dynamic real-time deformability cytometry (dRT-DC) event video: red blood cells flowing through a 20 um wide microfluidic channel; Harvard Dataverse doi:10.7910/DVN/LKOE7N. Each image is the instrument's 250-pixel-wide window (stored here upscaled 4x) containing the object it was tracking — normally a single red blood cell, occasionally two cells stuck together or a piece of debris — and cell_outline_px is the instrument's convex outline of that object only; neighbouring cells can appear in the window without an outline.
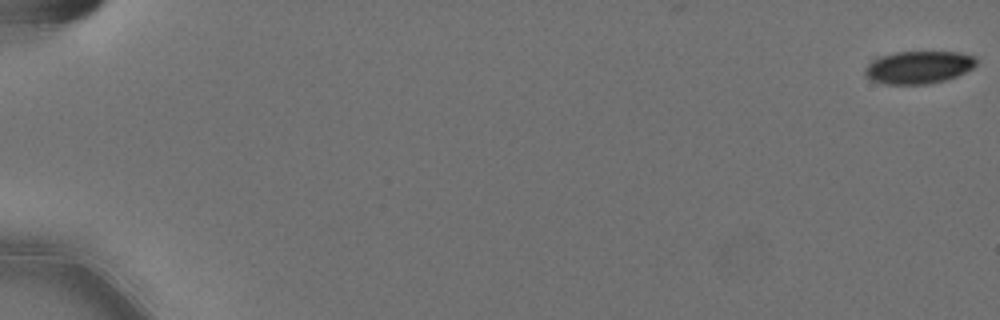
{"species": "Egyptian fruit bat (a non-hibernating species)", "species_latin": "Rousettus aegyptiacus", "temperature_condition": "cold", "stored_images_in_passage": 24, "camera_frame_rate_fps": 3000, "um_per_image_px": 0.085, "animal": {"sex": "female"}, "frame": {"image": 1, "passage_image": 1, "time_ms": 0.0, "image_size_px": [1000, 320], "cell_outline_px": [[976, 64], [972, 68], [956, 76], [944, 80], [924, 84], [884, 84], [872, 80], [864, 72], [864, 68], [876, 56], [896, 52], [960, 52], [976, 56]], "centroid_in_image_um": [78.06, 5.7], "position_along_channel_um": 6.9, "area_um2": 21.15}}
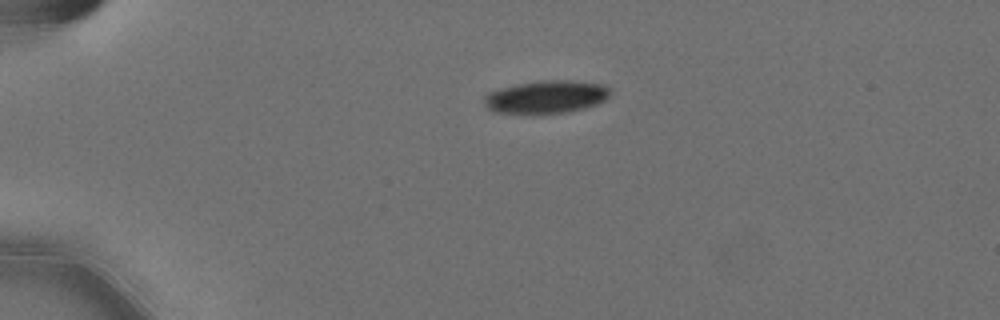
{"frame": {"image": 2, "passage_image": 15, "time_ms": 4.667, "image_size_px": [1000, 320], "cell_outline_px": [[612, 92], [604, 100], [596, 104], [584, 108], [568, 112], [492, 112], [484, 104], [484, 96], [488, 92], [500, 88], [516, 84], [540, 80], [572, 80], [604, 84]], "centroid_in_image_um": [46.43, 8.2], "position_along_channel_um": 38.6, "area_um2": 23.87}}